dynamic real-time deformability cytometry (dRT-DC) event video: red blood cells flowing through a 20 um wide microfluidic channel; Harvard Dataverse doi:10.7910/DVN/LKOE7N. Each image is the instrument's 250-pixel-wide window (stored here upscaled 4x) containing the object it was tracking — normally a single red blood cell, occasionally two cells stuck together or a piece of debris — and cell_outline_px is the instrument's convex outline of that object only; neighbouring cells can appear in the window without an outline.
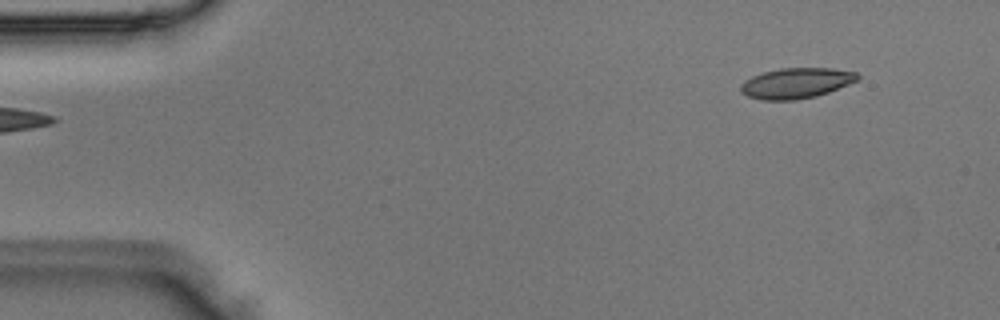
{"species": "Egyptian fruit bat (a non-hibernating species)", "species_latin": "Rousettus aegyptiacus", "temperature_condition": "room temperature", "stored_images_in_passage": 4, "segment_of_instrument_passage": [2, 2], "camera_frame_rate_fps": 3000, "um_per_image_px": 0.085, "animal": {"sex": "male"}, "frame": {"image": 1, "passage_image": 4, "time_ms": 1.0, "image_size_px": [1000, 320], "cell_outline_px": [[860, 76], [856, 80], [848, 84], [828, 92], [816, 96], [796, 100], [760, 100], [748, 96], [740, 92], [740, 84], [744, 80], [752, 76], [764, 72], [780, 68], [832, 68], [856, 72]], "centroid_in_image_um": [67.63, 7.07], "position_along_channel_um": 17.4, "area_um2": 20.75}}